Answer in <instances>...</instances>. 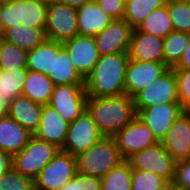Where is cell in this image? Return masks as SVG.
I'll use <instances>...</instances> for the list:
<instances>
[{
	"mask_svg": "<svg viewBox=\"0 0 190 190\" xmlns=\"http://www.w3.org/2000/svg\"><path fill=\"white\" fill-rule=\"evenodd\" d=\"M48 2L19 0L20 21L29 27L45 28Z\"/></svg>",
	"mask_w": 190,
	"mask_h": 190,
	"instance_id": "f1b7e54d",
	"label": "cell"
},
{
	"mask_svg": "<svg viewBox=\"0 0 190 190\" xmlns=\"http://www.w3.org/2000/svg\"><path fill=\"white\" fill-rule=\"evenodd\" d=\"M132 169L125 160L101 178V190H131Z\"/></svg>",
	"mask_w": 190,
	"mask_h": 190,
	"instance_id": "4dcf8cb0",
	"label": "cell"
},
{
	"mask_svg": "<svg viewBox=\"0 0 190 190\" xmlns=\"http://www.w3.org/2000/svg\"><path fill=\"white\" fill-rule=\"evenodd\" d=\"M113 137L125 160L133 153L159 143L153 132L138 116Z\"/></svg>",
	"mask_w": 190,
	"mask_h": 190,
	"instance_id": "8fae6325",
	"label": "cell"
},
{
	"mask_svg": "<svg viewBox=\"0 0 190 190\" xmlns=\"http://www.w3.org/2000/svg\"><path fill=\"white\" fill-rule=\"evenodd\" d=\"M14 1H17V0H0V3L1 4H9V3H12Z\"/></svg>",
	"mask_w": 190,
	"mask_h": 190,
	"instance_id": "bcb514c9",
	"label": "cell"
},
{
	"mask_svg": "<svg viewBox=\"0 0 190 190\" xmlns=\"http://www.w3.org/2000/svg\"><path fill=\"white\" fill-rule=\"evenodd\" d=\"M76 159L78 172L100 178L125 161L112 136H102Z\"/></svg>",
	"mask_w": 190,
	"mask_h": 190,
	"instance_id": "3957f363",
	"label": "cell"
},
{
	"mask_svg": "<svg viewBox=\"0 0 190 190\" xmlns=\"http://www.w3.org/2000/svg\"><path fill=\"white\" fill-rule=\"evenodd\" d=\"M177 79L179 103L184 110L190 108V69H173Z\"/></svg>",
	"mask_w": 190,
	"mask_h": 190,
	"instance_id": "8d00e7d4",
	"label": "cell"
},
{
	"mask_svg": "<svg viewBox=\"0 0 190 190\" xmlns=\"http://www.w3.org/2000/svg\"><path fill=\"white\" fill-rule=\"evenodd\" d=\"M126 161L130 164L131 169L155 173L168 182H173L176 161L161 142L133 153Z\"/></svg>",
	"mask_w": 190,
	"mask_h": 190,
	"instance_id": "52a82bcc",
	"label": "cell"
},
{
	"mask_svg": "<svg viewBox=\"0 0 190 190\" xmlns=\"http://www.w3.org/2000/svg\"><path fill=\"white\" fill-rule=\"evenodd\" d=\"M161 143L176 162L190 159V119L185 112L174 121Z\"/></svg>",
	"mask_w": 190,
	"mask_h": 190,
	"instance_id": "ac0fdd59",
	"label": "cell"
},
{
	"mask_svg": "<svg viewBox=\"0 0 190 190\" xmlns=\"http://www.w3.org/2000/svg\"><path fill=\"white\" fill-rule=\"evenodd\" d=\"M77 173V159L60 150L33 180L36 190H58Z\"/></svg>",
	"mask_w": 190,
	"mask_h": 190,
	"instance_id": "8992f818",
	"label": "cell"
},
{
	"mask_svg": "<svg viewBox=\"0 0 190 190\" xmlns=\"http://www.w3.org/2000/svg\"><path fill=\"white\" fill-rule=\"evenodd\" d=\"M79 75L85 80L99 60V52L93 36L76 35L62 42Z\"/></svg>",
	"mask_w": 190,
	"mask_h": 190,
	"instance_id": "7c38bea8",
	"label": "cell"
},
{
	"mask_svg": "<svg viewBox=\"0 0 190 190\" xmlns=\"http://www.w3.org/2000/svg\"><path fill=\"white\" fill-rule=\"evenodd\" d=\"M58 190H101V178L77 171L76 175Z\"/></svg>",
	"mask_w": 190,
	"mask_h": 190,
	"instance_id": "d590c367",
	"label": "cell"
},
{
	"mask_svg": "<svg viewBox=\"0 0 190 190\" xmlns=\"http://www.w3.org/2000/svg\"><path fill=\"white\" fill-rule=\"evenodd\" d=\"M45 28L29 27L25 24L5 29L1 39L14 44L21 49L31 51L46 40Z\"/></svg>",
	"mask_w": 190,
	"mask_h": 190,
	"instance_id": "603a6c76",
	"label": "cell"
},
{
	"mask_svg": "<svg viewBox=\"0 0 190 190\" xmlns=\"http://www.w3.org/2000/svg\"><path fill=\"white\" fill-rule=\"evenodd\" d=\"M19 14V0L9 4H2L0 8V31L1 33L10 27L21 25Z\"/></svg>",
	"mask_w": 190,
	"mask_h": 190,
	"instance_id": "74e56055",
	"label": "cell"
},
{
	"mask_svg": "<svg viewBox=\"0 0 190 190\" xmlns=\"http://www.w3.org/2000/svg\"><path fill=\"white\" fill-rule=\"evenodd\" d=\"M163 190H184V189L178 187L173 182H168V184L163 188Z\"/></svg>",
	"mask_w": 190,
	"mask_h": 190,
	"instance_id": "f6af8a7d",
	"label": "cell"
},
{
	"mask_svg": "<svg viewBox=\"0 0 190 190\" xmlns=\"http://www.w3.org/2000/svg\"><path fill=\"white\" fill-rule=\"evenodd\" d=\"M133 99L135 109H144L157 104L179 103L177 79L173 68H169Z\"/></svg>",
	"mask_w": 190,
	"mask_h": 190,
	"instance_id": "9c48e42d",
	"label": "cell"
},
{
	"mask_svg": "<svg viewBox=\"0 0 190 190\" xmlns=\"http://www.w3.org/2000/svg\"><path fill=\"white\" fill-rule=\"evenodd\" d=\"M190 43V33L173 30L163 39V63L174 68Z\"/></svg>",
	"mask_w": 190,
	"mask_h": 190,
	"instance_id": "484cf974",
	"label": "cell"
},
{
	"mask_svg": "<svg viewBox=\"0 0 190 190\" xmlns=\"http://www.w3.org/2000/svg\"><path fill=\"white\" fill-rule=\"evenodd\" d=\"M131 190H163L168 181L162 176L144 170L132 169Z\"/></svg>",
	"mask_w": 190,
	"mask_h": 190,
	"instance_id": "836d02e7",
	"label": "cell"
},
{
	"mask_svg": "<svg viewBox=\"0 0 190 190\" xmlns=\"http://www.w3.org/2000/svg\"><path fill=\"white\" fill-rule=\"evenodd\" d=\"M127 53L129 59L163 63V38L133 29Z\"/></svg>",
	"mask_w": 190,
	"mask_h": 190,
	"instance_id": "2e32d148",
	"label": "cell"
},
{
	"mask_svg": "<svg viewBox=\"0 0 190 190\" xmlns=\"http://www.w3.org/2000/svg\"><path fill=\"white\" fill-rule=\"evenodd\" d=\"M112 19H123L125 0H94Z\"/></svg>",
	"mask_w": 190,
	"mask_h": 190,
	"instance_id": "ab89813d",
	"label": "cell"
},
{
	"mask_svg": "<svg viewBox=\"0 0 190 190\" xmlns=\"http://www.w3.org/2000/svg\"><path fill=\"white\" fill-rule=\"evenodd\" d=\"M58 3L66 4L68 6H71L73 8H79L82 5H84L87 2L94 1V0H55Z\"/></svg>",
	"mask_w": 190,
	"mask_h": 190,
	"instance_id": "7bdbcfd3",
	"label": "cell"
},
{
	"mask_svg": "<svg viewBox=\"0 0 190 190\" xmlns=\"http://www.w3.org/2000/svg\"><path fill=\"white\" fill-rule=\"evenodd\" d=\"M60 150L57 146L32 135L27 145L13 155V168L34 180Z\"/></svg>",
	"mask_w": 190,
	"mask_h": 190,
	"instance_id": "277c9868",
	"label": "cell"
},
{
	"mask_svg": "<svg viewBox=\"0 0 190 190\" xmlns=\"http://www.w3.org/2000/svg\"><path fill=\"white\" fill-rule=\"evenodd\" d=\"M34 182L14 168L0 177V190H33Z\"/></svg>",
	"mask_w": 190,
	"mask_h": 190,
	"instance_id": "e575fe53",
	"label": "cell"
},
{
	"mask_svg": "<svg viewBox=\"0 0 190 190\" xmlns=\"http://www.w3.org/2000/svg\"><path fill=\"white\" fill-rule=\"evenodd\" d=\"M32 134L9 115L0 118V149L11 155L20 152Z\"/></svg>",
	"mask_w": 190,
	"mask_h": 190,
	"instance_id": "44dd1931",
	"label": "cell"
},
{
	"mask_svg": "<svg viewBox=\"0 0 190 190\" xmlns=\"http://www.w3.org/2000/svg\"><path fill=\"white\" fill-rule=\"evenodd\" d=\"M184 111L180 103L157 104L136 109L137 116L149 127L159 142H162L171 125Z\"/></svg>",
	"mask_w": 190,
	"mask_h": 190,
	"instance_id": "5bb4252c",
	"label": "cell"
},
{
	"mask_svg": "<svg viewBox=\"0 0 190 190\" xmlns=\"http://www.w3.org/2000/svg\"><path fill=\"white\" fill-rule=\"evenodd\" d=\"M55 84L45 74L28 70L22 95L42 105L49 104Z\"/></svg>",
	"mask_w": 190,
	"mask_h": 190,
	"instance_id": "cb8c5ba5",
	"label": "cell"
},
{
	"mask_svg": "<svg viewBox=\"0 0 190 190\" xmlns=\"http://www.w3.org/2000/svg\"><path fill=\"white\" fill-rule=\"evenodd\" d=\"M48 77L55 85H84V79L64 49L54 54L53 75Z\"/></svg>",
	"mask_w": 190,
	"mask_h": 190,
	"instance_id": "d4e9b609",
	"label": "cell"
},
{
	"mask_svg": "<svg viewBox=\"0 0 190 190\" xmlns=\"http://www.w3.org/2000/svg\"><path fill=\"white\" fill-rule=\"evenodd\" d=\"M78 33L83 36H96L113 20L95 1L77 8Z\"/></svg>",
	"mask_w": 190,
	"mask_h": 190,
	"instance_id": "ffe728a7",
	"label": "cell"
},
{
	"mask_svg": "<svg viewBox=\"0 0 190 190\" xmlns=\"http://www.w3.org/2000/svg\"><path fill=\"white\" fill-rule=\"evenodd\" d=\"M86 110L103 136L113 137L137 116L134 99L127 94L88 97Z\"/></svg>",
	"mask_w": 190,
	"mask_h": 190,
	"instance_id": "6da1fadb",
	"label": "cell"
},
{
	"mask_svg": "<svg viewBox=\"0 0 190 190\" xmlns=\"http://www.w3.org/2000/svg\"><path fill=\"white\" fill-rule=\"evenodd\" d=\"M42 110V104L20 95L9 103L8 115L33 135L40 124Z\"/></svg>",
	"mask_w": 190,
	"mask_h": 190,
	"instance_id": "d6986e66",
	"label": "cell"
},
{
	"mask_svg": "<svg viewBox=\"0 0 190 190\" xmlns=\"http://www.w3.org/2000/svg\"><path fill=\"white\" fill-rule=\"evenodd\" d=\"M69 125L70 123L64 120L53 107L46 104L43 105L41 121L33 135L62 149Z\"/></svg>",
	"mask_w": 190,
	"mask_h": 190,
	"instance_id": "e0dca14e",
	"label": "cell"
},
{
	"mask_svg": "<svg viewBox=\"0 0 190 190\" xmlns=\"http://www.w3.org/2000/svg\"><path fill=\"white\" fill-rule=\"evenodd\" d=\"M87 98L84 85H55L48 105L71 123L86 111Z\"/></svg>",
	"mask_w": 190,
	"mask_h": 190,
	"instance_id": "ba28073f",
	"label": "cell"
},
{
	"mask_svg": "<svg viewBox=\"0 0 190 190\" xmlns=\"http://www.w3.org/2000/svg\"><path fill=\"white\" fill-rule=\"evenodd\" d=\"M173 183L184 190H190V159L176 162Z\"/></svg>",
	"mask_w": 190,
	"mask_h": 190,
	"instance_id": "f35d334b",
	"label": "cell"
},
{
	"mask_svg": "<svg viewBox=\"0 0 190 190\" xmlns=\"http://www.w3.org/2000/svg\"><path fill=\"white\" fill-rule=\"evenodd\" d=\"M166 3L167 0H125L123 19L136 29L151 11Z\"/></svg>",
	"mask_w": 190,
	"mask_h": 190,
	"instance_id": "f546056e",
	"label": "cell"
},
{
	"mask_svg": "<svg viewBox=\"0 0 190 190\" xmlns=\"http://www.w3.org/2000/svg\"><path fill=\"white\" fill-rule=\"evenodd\" d=\"M184 112L189 116V119H190V108L185 110Z\"/></svg>",
	"mask_w": 190,
	"mask_h": 190,
	"instance_id": "7dc6e473",
	"label": "cell"
},
{
	"mask_svg": "<svg viewBox=\"0 0 190 190\" xmlns=\"http://www.w3.org/2000/svg\"><path fill=\"white\" fill-rule=\"evenodd\" d=\"M63 49L62 42L46 39L36 48L28 51L27 69L45 75H53L54 54Z\"/></svg>",
	"mask_w": 190,
	"mask_h": 190,
	"instance_id": "7402d4cb",
	"label": "cell"
},
{
	"mask_svg": "<svg viewBox=\"0 0 190 190\" xmlns=\"http://www.w3.org/2000/svg\"><path fill=\"white\" fill-rule=\"evenodd\" d=\"M28 51L6 42L0 41V70L27 68Z\"/></svg>",
	"mask_w": 190,
	"mask_h": 190,
	"instance_id": "1f68e13d",
	"label": "cell"
},
{
	"mask_svg": "<svg viewBox=\"0 0 190 190\" xmlns=\"http://www.w3.org/2000/svg\"><path fill=\"white\" fill-rule=\"evenodd\" d=\"M102 136L86 110L70 123L66 141L61 150L76 157L88 150Z\"/></svg>",
	"mask_w": 190,
	"mask_h": 190,
	"instance_id": "30bf717a",
	"label": "cell"
},
{
	"mask_svg": "<svg viewBox=\"0 0 190 190\" xmlns=\"http://www.w3.org/2000/svg\"><path fill=\"white\" fill-rule=\"evenodd\" d=\"M166 6L174 30L190 33V5L186 0H167Z\"/></svg>",
	"mask_w": 190,
	"mask_h": 190,
	"instance_id": "d6a6232c",
	"label": "cell"
},
{
	"mask_svg": "<svg viewBox=\"0 0 190 190\" xmlns=\"http://www.w3.org/2000/svg\"><path fill=\"white\" fill-rule=\"evenodd\" d=\"M8 110H9V102L4 100L0 96V118L4 117V116H7L8 115Z\"/></svg>",
	"mask_w": 190,
	"mask_h": 190,
	"instance_id": "ee69618b",
	"label": "cell"
},
{
	"mask_svg": "<svg viewBox=\"0 0 190 190\" xmlns=\"http://www.w3.org/2000/svg\"><path fill=\"white\" fill-rule=\"evenodd\" d=\"M140 32L165 38L174 30L167 6H162L151 11L144 21L137 27Z\"/></svg>",
	"mask_w": 190,
	"mask_h": 190,
	"instance_id": "4316f807",
	"label": "cell"
},
{
	"mask_svg": "<svg viewBox=\"0 0 190 190\" xmlns=\"http://www.w3.org/2000/svg\"><path fill=\"white\" fill-rule=\"evenodd\" d=\"M27 73V68L0 70V96L10 103L17 96L22 95Z\"/></svg>",
	"mask_w": 190,
	"mask_h": 190,
	"instance_id": "83f0119b",
	"label": "cell"
},
{
	"mask_svg": "<svg viewBox=\"0 0 190 190\" xmlns=\"http://www.w3.org/2000/svg\"><path fill=\"white\" fill-rule=\"evenodd\" d=\"M168 69L164 63L129 59L125 75V94L134 98Z\"/></svg>",
	"mask_w": 190,
	"mask_h": 190,
	"instance_id": "4fadbf2b",
	"label": "cell"
},
{
	"mask_svg": "<svg viewBox=\"0 0 190 190\" xmlns=\"http://www.w3.org/2000/svg\"><path fill=\"white\" fill-rule=\"evenodd\" d=\"M43 1H46V2H51V1H55V0H43Z\"/></svg>",
	"mask_w": 190,
	"mask_h": 190,
	"instance_id": "c3c4849f",
	"label": "cell"
},
{
	"mask_svg": "<svg viewBox=\"0 0 190 190\" xmlns=\"http://www.w3.org/2000/svg\"><path fill=\"white\" fill-rule=\"evenodd\" d=\"M13 168V155L0 149V177Z\"/></svg>",
	"mask_w": 190,
	"mask_h": 190,
	"instance_id": "60d3db41",
	"label": "cell"
},
{
	"mask_svg": "<svg viewBox=\"0 0 190 190\" xmlns=\"http://www.w3.org/2000/svg\"><path fill=\"white\" fill-rule=\"evenodd\" d=\"M128 53L100 56L84 80L88 97H111L125 94Z\"/></svg>",
	"mask_w": 190,
	"mask_h": 190,
	"instance_id": "7a4b0ae2",
	"label": "cell"
},
{
	"mask_svg": "<svg viewBox=\"0 0 190 190\" xmlns=\"http://www.w3.org/2000/svg\"><path fill=\"white\" fill-rule=\"evenodd\" d=\"M133 28L124 19H113L110 24L94 36L99 55L127 53Z\"/></svg>",
	"mask_w": 190,
	"mask_h": 190,
	"instance_id": "9a60e30c",
	"label": "cell"
},
{
	"mask_svg": "<svg viewBox=\"0 0 190 190\" xmlns=\"http://www.w3.org/2000/svg\"><path fill=\"white\" fill-rule=\"evenodd\" d=\"M173 69H190V43L183 52L180 62Z\"/></svg>",
	"mask_w": 190,
	"mask_h": 190,
	"instance_id": "b9f144b4",
	"label": "cell"
},
{
	"mask_svg": "<svg viewBox=\"0 0 190 190\" xmlns=\"http://www.w3.org/2000/svg\"><path fill=\"white\" fill-rule=\"evenodd\" d=\"M77 18L76 8L56 1L48 2L44 29L46 39L64 42L79 35Z\"/></svg>",
	"mask_w": 190,
	"mask_h": 190,
	"instance_id": "5b68a950",
	"label": "cell"
}]
</instances>
